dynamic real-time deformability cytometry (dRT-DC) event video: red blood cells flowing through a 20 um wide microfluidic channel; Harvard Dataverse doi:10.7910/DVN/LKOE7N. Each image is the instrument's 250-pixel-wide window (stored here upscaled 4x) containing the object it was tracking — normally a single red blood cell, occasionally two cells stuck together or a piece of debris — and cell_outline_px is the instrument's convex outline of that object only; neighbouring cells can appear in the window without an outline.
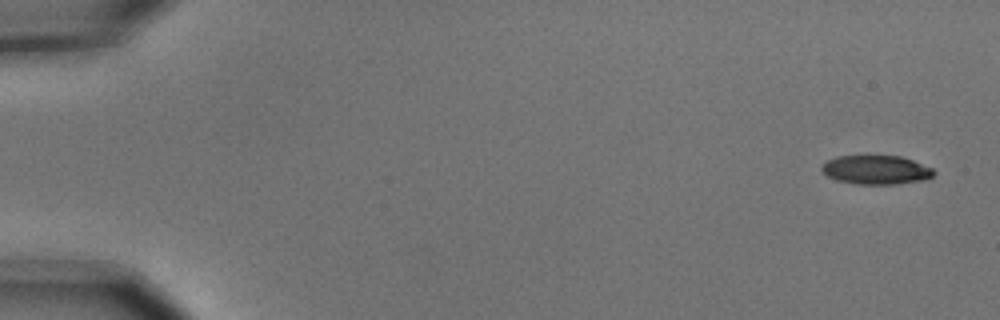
{"species": "common noctule bat (a hibernating species)", "species_latin": "Nyctalus noctula", "temperature_condition": "cold", "stored_images_in_passage": 6, "segment_of_instrument_passage": [2, 2], "camera_frame_rate_fps": 3000, "um_per_image_px": 0.085, "animal": {"sex": "male", "body_mass_g": 15.6}, "frame": {"image": 1, "passage_image": 6, "time_ms": 1.667, "image_size_px": [1000, 320], "cell_outline_px": [[936, 172], [928, 180], [896, 184], [856, 184], [836, 180], [828, 176], [820, 168], [828, 160], [836, 156], [900, 156], [912, 160], [932, 168]], "centroid_in_image_um": [74.5, 14.45], "position_along_channel_um": 10.5, "area_um2": 18.9}}